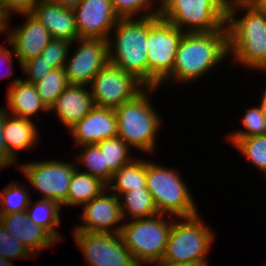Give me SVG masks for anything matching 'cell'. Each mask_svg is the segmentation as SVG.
Segmentation results:
<instances>
[{
	"label": "cell",
	"mask_w": 266,
	"mask_h": 266,
	"mask_svg": "<svg viewBox=\"0 0 266 266\" xmlns=\"http://www.w3.org/2000/svg\"><path fill=\"white\" fill-rule=\"evenodd\" d=\"M242 11L244 15L238 16ZM226 27L228 56L251 71H260L266 65V14L250 0L232 1L227 4Z\"/></svg>",
	"instance_id": "6da1fadb"
},
{
	"label": "cell",
	"mask_w": 266,
	"mask_h": 266,
	"mask_svg": "<svg viewBox=\"0 0 266 266\" xmlns=\"http://www.w3.org/2000/svg\"><path fill=\"white\" fill-rule=\"evenodd\" d=\"M228 57L226 26L214 32L184 33L177 48L172 74L161 87L169 81L189 84L193 80L194 83Z\"/></svg>",
	"instance_id": "7a4b0ae2"
},
{
	"label": "cell",
	"mask_w": 266,
	"mask_h": 266,
	"mask_svg": "<svg viewBox=\"0 0 266 266\" xmlns=\"http://www.w3.org/2000/svg\"><path fill=\"white\" fill-rule=\"evenodd\" d=\"M157 87H145L133 99L114 109L117 118L118 137L129 147L143 153L154 154L157 145V132L163 120L151 104L149 94ZM162 120V121H161Z\"/></svg>",
	"instance_id": "3957f363"
},
{
	"label": "cell",
	"mask_w": 266,
	"mask_h": 266,
	"mask_svg": "<svg viewBox=\"0 0 266 266\" xmlns=\"http://www.w3.org/2000/svg\"><path fill=\"white\" fill-rule=\"evenodd\" d=\"M112 32L108 38L109 62L148 87L147 17L119 18Z\"/></svg>",
	"instance_id": "277c9868"
},
{
	"label": "cell",
	"mask_w": 266,
	"mask_h": 266,
	"mask_svg": "<svg viewBox=\"0 0 266 266\" xmlns=\"http://www.w3.org/2000/svg\"><path fill=\"white\" fill-rule=\"evenodd\" d=\"M200 215L174 217L162 264L209 265L207 255L216 234L205 225Z\"/></svg>",
	"instance_id": "5b68a950"
},
{
	"label": "cell",
	"mask_w": 266,
	"mask_h": 266,
	"mask_svg": "<svg viewBox=\"0 0 266 266\" xmlns=\"http://www.w3.org/2000/svg\"><path fill=\"white\" fill-rule=\"evenodd\" d=\"M146 188L159 214L172 219L199 214L187 183L175 169L146 160Z\"/></svg>",
	"instance_id": "8992f818"
},
{
	"label": "cell",
	"mask_w": 266,
	"mask_h": 266,
	"mask_svg": "<svg viewBox=\"0 0 266 266\" xmlns=\"http://www.w3.org/2000/svg\"><path fill=\"white\" fill-rule=\"evenodd\" d=\"M227 4L226 0H160L158 16L184 33L214 32L226 26Z\"/></svg>",
	"instance_id": "52a82bcc"
},
{
	"label": "cell",
	"mask_w": 266,
	"mask_h": 266,
	"mask_svg": "<svg viewBox=\"0 0 266 266\" xmlns=\"http://www.w3.org/2000/svg\"><path fill=\"white\" fill-rule=\"evenodd\" d=\"M165 216L171 217L157 214L123 223L120 235L139 266L161 263L173 223Z\"/></svg>",
	"instance_id": "ba28073f"
},
{
	"label": "cell",
	"mask_w": 266,
	"mask_h": 266,
	"mask_svg": "<svg viewBox=\"0 0 266 266\" xmlns=\"http://www.w3.org/2000/svg\"><path fill=\"white\" fill-rule=\"evenodd\" d=\"M184 32L158 15L147 17L148 87L160 88L172 74Z\"/></svg>",
	"instance_id": "9c48e42d"
},
{
	"label": "cell",
	"mask_w": 266,
	"mask_h": 266,
	"mask_svg": "<svg viewBox=\"0 0 266 266\" xmlns=\"http://www.w3.org/2000/svg\"><path fill=\"white\" fill-rule=\"evenodd\" d=\"M75 163L47 159L17 166L42 199L54 200L63 207L67 206L69 183L78 166Z\"/></svg>",
	"instance_id": "30bf717a"
},
{
	"label": "cell",
	"mask_w": 266,
	"mask_h": 266,
	"mask_svg": "<svg viewBox=\"0 0 266 266\" xmlns=\"http://www.w3.org/2000/svg\"><path fill=\"white\" fill-rule=\"evenodd\" d=\"M90 86L94 106L116 109L133 99L145 86L132 74L108 62Z\"/></svg>",
	"instance_id": "8fae6325"
},
{
	"label": "cell",
	"mask_w": 266,
	"mask_h": 266,
	"mask_svg": "<svg viewBox=\"0 0 266 266\" xmlns=\"http://www.w3.org/2000/svg\"><path fill=\"white\" fill-rule=\"evenodd\" d=\"M88 266H139L118 234L73 231Z\"/></svg>",
	"instance_id": "7c38bea8"
},
{
	"label": "cell",
	"mask_w": 266,
	"mask_h": 266,
	"mask_svg": "<svg viewBox=\"0 0 266 266\" xmlns=\"http://www.w3.org/2000/svg\"><path fill=\"white\" fill-rule=\"evenodd\" d=\"M73 43H77L78 47L74 53H68L64 65L68 82L88 86L109 62L108 40L79 38Z\"/></svg>",
	"instance_id": "4fadbf2b"
},
{
	"label": "cell",
	"mask_w": 266,
	"mask_h": 266,
	"mask_svg": "<svg viewBox=\"0 0 266 266\" xmlns=\"http://www.w3.org/2000/svg\"><path fill=\"white\" fill-rule=\"evenodd\" d=\"M108 191L106 188L101 194L83 205L84 212L80 217L83 225H76L74 231L120 233L123 224L119 223L124 220L119 197L114 193L109 195Z\"/></svg>",
	"instance_id": "5bb4252c"
},
{
	"label": "cell",
	"mask_w": 266,
	"mask_h": 266,
	"mask_svg": "<svg viewBox=\"0 0 266 266\" xmlns=\"http://www.w3.org/2000/svg\"><path fill=\"white\" fill-rule=\"evenodd\" d=\"M73 13L79 38L108 40L119 20L112 0H83Z\"/></svg>",
	"instance_id": "9a60e30c"
},
{
	"label": "cell",
	"mask_w": 266,
	"mask_h": 266,
	"mask_svg": "<svg viewBox=\"0 0 266 266\" xmlns=\"http://www.w3.org/2000/svg\"><path fill=\"white\" fill-rule=\"evenodd\" d=\"M26 21L20 26L10 29L5 24V32L9 46L13 48L20 67L22 64L41 55L47 44L53 39L46 27L31 13H21ZM8 28V29H7Z\"/></svg>",
	"instance_id": "2e32d148"
},
{
	"label": "cell",
	"mask_w": 266,
	"mask_h": 266,
	"mask_svg": "<svg viewBox=\"0 0 266 266\" xmlns=\"http://www.w3.org/2000/svg\"><path fill=\"white\" fill-rule=\"evenodd\" d=\"M75 146L97 144L118 135L114 109L94 106L91 111L69 129Z\"/></svg>",
	"instance_id": "e0dca14e"
},
{
	"label": "cell",
	"mask_w": 266,
	"mask_h": 266,
	"mask_svg": "<svg viewBox=\"0 0 266 266\" xmlns=\"http://www.w3.org/2000/svg\"><path fill=\"white\" fill-rule=\"evenodd\" d=\"M0 223L6 231L18 239L34 256L43 248H48L57 241L42 227L30 221L26 211L10 214H0Z\"/></svg>",
	"instance_id": "ac0fdd59"
},
{
	"label": "cell",
	"mask_w": 266,
	"mask_h": 266,
	"mask_svg": "<svg viewBox=\"0 0 266 266\" xmlns=\"http://www.w3.org/2000/svg\"><path fill=\"white\" fill-rule=\"evenodd\" d=\"M31 14L46 27L53 39H63L70 43L79 39L73 9L49 0H40Z\"/></svg>",
	"instance_id": "d6986e66"
},
{
	"label": "cell",
	"mask_w": 266,
	"mask_h": 266,
	"mask_svg": "<svg viewBox=\"0 0 266 266\" xmlns=\"http://www.w3.org/2000/svg\"><path fill=\"white\" fill-rule=\"evenodd\" d=\"M94 107L91 91L86 85L70 84L56 99L49 111L56 113L60 123L68 130Z\"/></svg>",
	"instance_id": "ffe728a7"
},
{
	"label": "cell",
	"mask_w": 266,
	"mask_h": 266,
	"mask_svg": "<svg viewBox=\"0 0 266 266\" xmlns=\"http://www.w3.org/2000/svg\"><path fill=\"white\" fill-rule=\"evenodd\" d=\"M6 93L8 114L32 120L40 111L49 113V109L42 102L34 84L27 83L23 78L11 81Z\"/></svg>",
	"instance_id": "44dd1931"
},
{
	"label": "cell",
	"mask_w": 266,
	"mask_h": 266,
	"mask_svg": "<svg viewBox=\"0 0 266 266\" xmlns=\"http://www.w3.org/2000/svg\"><path fill=\"white\" fill-rule=\"evenodd\" d=\"M33 120L6 115L3 136L8 153L18 161L17 152L30 150L39 141L38 126ZM38 130V131H37Z\"/></svg>",
	"instance_id": "7402d4cb"
},
{
	"label": "cell",
	"mask_w": 266,
	"mask_h": 266,
	"mask_svg": "<svg viewBox=\"0 0 266 266\" xmlns=\"http://www.w3.org/2000/svg\"><path fill=\"white\" fill-rule=\"evenodd\" d=\"M107 185L100 179L76 168L69 183L67 207L84 205L101 194Z\"/></svg>",
	"instance_id": "603a6c76"
},
{
	"label": "cell",
	"mask_w": 266,
	"mask_h": 266,
	"mask_svg": "<svg viewBox=\"0 0 266 266\" xmlns=\"http://www.w3.org/2000/svg\"><path fill=\"white\" fill-rule=\"evenodd\" d=\"M146 188V160L133 159L129 164L113 173L107 189L118 197L130 190Z\"/></svg>",
	"instance_id": "cb8c5ba5"
},
{
	"label": "cell",
	"mask_w": 266,
	"mask_h": 266,
	"mask_svg": "<svg viewBox=\"0 0 266 266\" xmlns=\"http://www.w3.org/2000/svg\"><path fill=\"white\" fill-rule=\"evenodd\" d=\"M62 206L51 199H39L29 202L26 209L28 217L35 225L45 229L56 241L62 240L60 232L56 229L61 223L60 210Z\"/></svg>",
	"instance_id": "d4e9b609"
},
{
	"label": "cell",
	"mask_w": 266,
	"mask_h": 266,
	"mask_svg": "<svg viewBox=\"0 0 266 266\" xmlns=\"http://www.w3.org/2000/svg\"><path fill=\"white\" fill-rule=\"evenodd\" d=\"M123 220L149 218L158 213L153 198L147 188L132 189L119 196Z\"/></svg>",
	"instance_id": "484cf974"
},
{
	"label": "cell",
	"mask_w": 266,
	"mask_h": 266,
	"mask_svg": "<svg viewBox=\"0 0 266 266\" xmlns=\"http://www.w3.org/2000/svg\"><path fill=\"white\" fill-rule=\"evenodd\" d=\"M82 148L83 153L78 154L77 161L80 165H83L88 170L82 172L88 173L94 176L108 185L113 177V171L105 166L104 154L101 153L97 144H87L79 146Z\"/></svg>",
	"instance_id": "4316f807"
},
{
	"label": "cell",
	"mask_w": 266,
	"mask_h": 266,
	"mask_svg": "<svg viewBox=\"0 0 266 266\" xmlns=\"http://www.w3.org/2000/svg\"><path fill=\"white\" fill-rule=\"evenodd\" d=\"M227 140L247 161L266 174V134Z\"/></svg>",
	"instance_id": "83f0119b"
},
{
	"label": "cell",
	"mask_w": 266,
	"mask_h": 266,
	"mask_svg": "<svg viewBox=\"0 0 266 266\" xmlns=\"http://www.w3.org/2000/svg\"><path fill=\"white\" fill-rule=\"evenodd\" d=\"M45 106L50 107L55 103L58 96L70 85L64 70L54 68L41 80L34 84Z\"/></svg>",
	"instance_id": "f1b7e54d"
},
{
	"label": "cell",
	"mask_w": 266,
	"mask_h": 266,
	"mask_svg": "<svg viewBox=\"0 0 266 266\" xmlns=\"http://www.w3.org/2000/svg\"><path fill=\"white\" fill-rule=\"evenodd\" d=\"M97 145L101 153L104 154L105 166H108L113 172L118 171L134 159L129 152L131 148L118 136L105 139Z\"/></svg>",
	"instance_id": "f546056e"
},
{
	"label": "cell",
	"mask_w": 266,
	"mask_h": 266,
	"mask_svg": "<svg viewBox=\"0 0 266 266\" xmlns=\"http://www.w3.org/2000/svg\"><path fill=\"white\" fill-rule=\"evenodd\" d=\"M26 186L17 182H10L0 191V214H10L26 211L30 195Z\"/></svg>",
	"instance_id": "4dcf8cb0"
},
{
	"label": "cell",
	"mask_w": 266,
	"mask_h": 266,
	"mask_svg": "<svg viewBox=\"0 0 266 266\" xmlns=\"http://www.w3.org/2000/svg\"><path fill=\"white\" fill-rule=\"evenodd\" d=\"M112 6L119 18L149 17L159 14L160 0H112Z\"/></svg>",
	"instance_id": "1f68e13d"
},
{
	"label": "cell",
	"mask_w": 266,
	"mask_h": 266,
	"mask_svg": "<svg viewBox=\"0 0 266 266\" xmlns=\"http://www.w3.org/2000/svg\"><path fill=\"white\" fill-rule=\"evenodd\" d=\"M242 117L243 129L229 132L227 139H240L266 134V117L262 114L260 107H250Z\"/></svg>",
	"instance_id": "d6a6232c"
},
{
	"label": "cell",
	"mask_w": 266,
	"mask_h": 266,
	"mask_svg": "<svg viewBox=\"0 0 266 266\" xmlns=\"http://www.w3.org/2000/svg\"><path fill=\"white\" fill-rule=\"evenodd\" d=\"M0 256L13 261L34 257L22 243L5 230L0 223Z\"/></svg>",
	"instance_id": "836d02e7"
},
{
	"label": "cell",
	"mask_w": 266,
	"mask_h": 266,
	"mask_svg": "<svg viewBox=\"0 0 266 266\" xmlns=\"http://www.w3.org/2000/svg\"><path fill=\"white\" fill-rule=\"evenodd\" d=\"M72 45L74 43L63 39H52L42 51L41 55L53 69L62 68L66 63Z\"/></svg>",
	"instance_id": "e575fe53"
},
{
	"label": "cell",
	"mask_w": 266,
	"mask_h": 266,
	"mask_svg": "<svg viewBox=\"0 0 266 266\" xmlns=\"http://www.w3.org/2000/svg\"><path fill=\"white\" fill-rule=\"evenodd\" d=\"M23 73L26 75L27 83L35 84L41 80L53 68L43 59L42 55H38L22 64Z\"/></svg>",
	"instance_id": "d590c367"
},
{
	"label": "cell",
	"mask_w": 266,
	"mask_h": 266,
	"mask_svg": "<svg viewBox=\"0 0 266 266\" xmlns=\"http://www.w3.org/2000/svg\"><path fill=\"white\" fill-rule=\"evenodd\" d=\"M40 0H0V14L9 25L11 14L31 13Z\"/></svg>",
	"instance_id": "8d00e7d4"
},
{
	"label": "cell",
	"mask_w": 266,
	"mask_h": 266,
	"mask_svg": "<svg viewBox=\"0 0 266 266\" xmlns=\"http://www.w3.org/2000/svg\"><path fill=\"white\" fill-rule=\"evenodd\" d=\"M6 109L2 106L0 107V169L15 164L17 161L8 153L4 136H3V127L5 118L7 115Z\"/></svg>",
	"instance_id": "74e56055"
},
{
	"label": "cell",
	"mask_w": 266,
	"mask_h": 266,
	"mask_svg": "<svg viewBox=\"0 0 266 266\" xmlns=\"http://www.w3.org/2000/svg\"><path fill=\"white\" fill-rule=\"evenodd\" d=\"M11 49L12 50H10L8 48V46L5 47L3 45H0V64H2V63L7 64V67H8V64H10L12 62V57H13L14 51H13L12 47H11ZM7 72H8V74L1 76L0 79H7L10 77H13L14 73L12 70L7 71Z\"/></svg>",
	"instance_id": "f35d334b"
},
{
	"label": "cell",
	"mask_w": 266,
	"mask_h": 266,
	"mask_svg": "<svg viewBox=\"0 0 266 266\" xmlns=\"http://www.w3.org/2000/svg\"><path fill=\"white\" fill-rule=\"evenodd\" d=\"M52 3L59 4L67 9L76 8L83 0H49Z\"/></svg>",
	"instance_id": "ab89813d"
},
{
	"label": "cell",
	"mask_w": 266,
	"mask_h": 266,
	"mask_svg": "<svg viewBox=\"0 0 266 266\" xmlns=\"http://www.w3.org/2000/svg\"><path fill=\"white\" fill-rule=\"evenodd\" d=\"M258 106L261 108L262 114L266 117V87L263 91L260 104Z\"/></svg>",
	"instance_id": "60d3db41"
},
{
	"label": "cell",
	"mask_w": 266,
	"mask_h": 266,
	"mask_svg": "<svg viewBox=\"0 0 266 266\" xmlns=\"http://www.w3.org/2000/svg\"><path fill=\"white\" fill-rule=\"evenodd\" d=\"M257 6L264 14H266V0H250Z\"/></svg>",
	"instance_id": "b9f144b4"
},
{
	"label": "cell",
	"mask_w": 266,
	"mask_h": 266,
	"mask_svg": "<svg viewBox=\"0 0 266 266\" xmlns=\"http://www.w3.org/2000/svg\"><path fill=\"white\" fill-rule=\"evenodd\" d=\"M0 266H15L10 260L0 256Z\"/></svg>",
	"instance_id": "7bdbcfd3"
},
{
	"label": "cell",
	"mask_w": 266,
	"mask_h": 266,
	"mask_svg": "<svg viewBox=\"0 0 266 266\" xmlns=\"http://www.w3.org/2000/svg\"><path fill=\"white\" fill-rule=\"evenodd\" d=\"M153 266H198V265H167V264L158 263L154 264Z\"/></svg>",
	"instance_id": "ee69618b"
},
{
	"label": "cell",
	"mask_w": 266,
	"mask_h": 266,
	"mask_svg": "<svg viewBox=\"0 0 266 266\" xmlns=\"http://www.w3.org/2000/svg\"><path fill=\"white\" fill-rule=\"evenodd\" d=\"M261 72L264 71V74L266 72V65L260 70Z\"/></svg>",
	"instance_id": "f6af8a7d"
},
{
	"label": "cell",
	"mask_w": 266,
	"mask_h": 266,
	"mask_svg": "<svg viewBox=\"0 0 266 266\" xmlns=\"http://www.w3.org/2000/svg\"><path fill=\"white\" fill-rule=\"evenodd\" d=\"M226 1L229 3V2H232V1H237V0H226Z\"/></svg>",
	"instance_id": "bcb514c9"
}]
</instances>
